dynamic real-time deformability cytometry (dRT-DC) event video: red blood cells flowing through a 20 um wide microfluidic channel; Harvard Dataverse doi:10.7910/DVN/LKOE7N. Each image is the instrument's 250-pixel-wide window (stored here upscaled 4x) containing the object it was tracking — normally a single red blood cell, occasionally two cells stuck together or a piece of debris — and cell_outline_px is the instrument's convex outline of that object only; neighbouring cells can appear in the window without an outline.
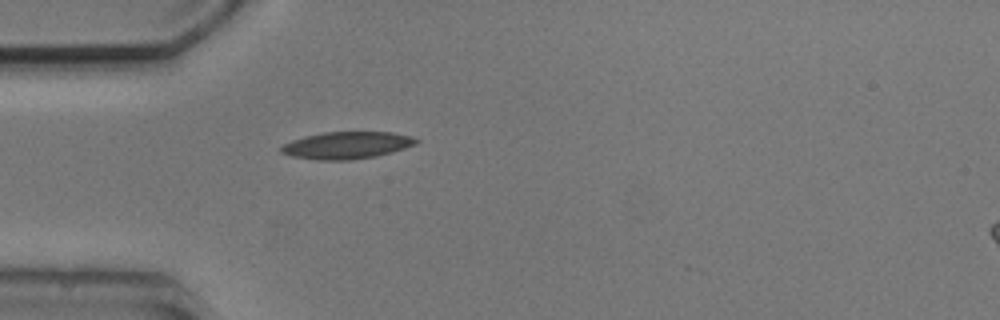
{"species": "common noctule bat (a hibernating species)", "species_latin": "Nyctalus noctula", "temperature_condition": "cold", "stored_images_in_passage": 2, "segment_of_instrument_passage": [1, 2], "camera_frame_rate_fps": 3000, "um_per_image_px": 0.085, "animal": {"sex": "male", "body_mass_g": 20.5, "forearm_length_mm": 52.5}, "frame": {"image": 1, "passage_image": 1, "time_ms": 0.0, "image_size_px": [1000, 320], "cell_outline_px": [[420, 140], [416, 144], [392, 152], [376, 156], [352, 160], [320, 160], [292, 156], [280, 152], [280, 148], [284, 144], [292, 140], [304, 136], [324, 132], [392, 132], [412, 136]], "centroid_in_image_um": [29.49, 12.34], "position_along_channel_um": 55.5, "area_um2": 21.33}}